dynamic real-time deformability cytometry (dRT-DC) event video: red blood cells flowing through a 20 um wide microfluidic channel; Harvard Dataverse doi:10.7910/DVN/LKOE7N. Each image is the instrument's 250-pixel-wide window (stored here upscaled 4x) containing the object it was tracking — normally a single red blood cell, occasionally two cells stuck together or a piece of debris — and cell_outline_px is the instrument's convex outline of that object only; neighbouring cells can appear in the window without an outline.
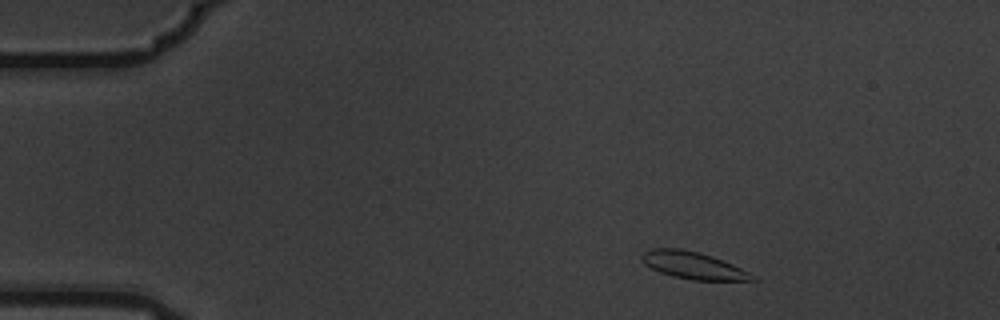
{"species": "common noctule bat (a hibernating species)", "species_latin": "Nyctalus noctula", "temperature_condition": "warm", "stored_images_in_passage": 4, "camera_frame_rate_fps": 3000, "um_per_image_px": 0.085, "animal": {"sex": "male", "body_mass_g": 19.5, "forearm_length_mm": 54.6}, "frame": {"image": 1, "passage_image": 1, "time_ms": 0.0, "image_size_px": [1000, 320], "cell_outline_px": [[760, 280], [692, 280], [660, 272], [644, 264], [640, 260], [640, 256], [644, 252], [652, 248], [680, 248], [700, 252], [712, 256], [732, 264], [748, 272]], "centroid_in_image_um": [58.88, 22.54], "position_along_channel_um": 26.1, "area_um2": 17.34}}